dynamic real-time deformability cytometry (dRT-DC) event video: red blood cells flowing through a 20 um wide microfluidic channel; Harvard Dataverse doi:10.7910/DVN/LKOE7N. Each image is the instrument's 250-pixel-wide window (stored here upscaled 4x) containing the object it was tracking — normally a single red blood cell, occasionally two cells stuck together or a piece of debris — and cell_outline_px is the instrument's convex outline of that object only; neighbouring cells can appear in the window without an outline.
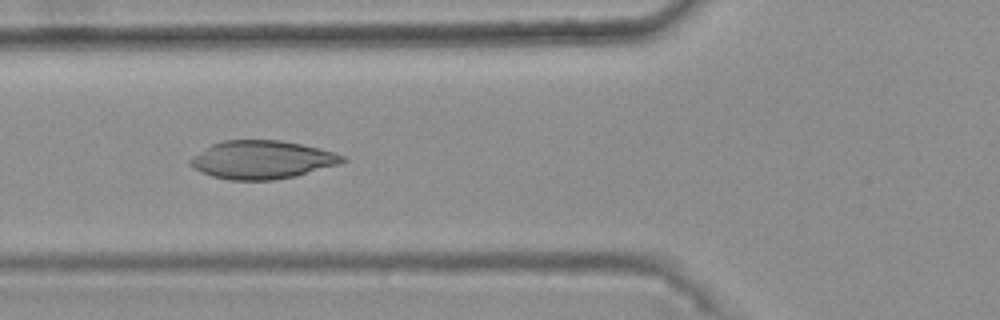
{"species": "common noctule bat (a hibernating species)", "species_latin": "Nyctalus noctula", "temperature_condition": "warm", "stored_images_in_passage": 43, "camera_frame_rate_fps": 3000, "um_per_image_px": 0.085, "animal": {"sex": "female", "body_mass_g": 25.1}, "frame": {"image": 1, "passage_image": 19, "time_ms": 6.0, "image_size_px": [1000, 320], "cell_outline_px": [[348, 160], [340, 164], [296, 176], [272, 180], [228, 180], [212, 176], [188, 164], [188, 160], [192, 156], [212, 144], [224, 140], [280, 140], [300, 144], [332, 152], [344, 156]], "centroid_in_image_um": [22.26, 13.58], "position_along_channel_um": 103.5, "area_um2": 33.7}}
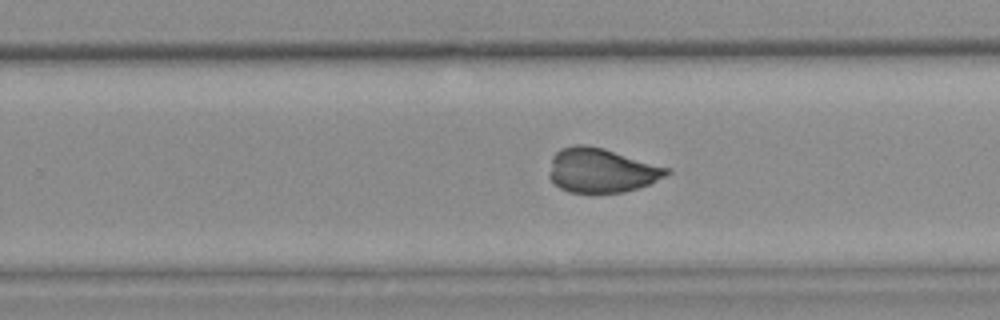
{"frame": {"image": 2, "passage_image": 33, "time_ms": 10.667, "image_size_px": [1000, 320], "cell_outline_px": [[672, 172], [648, 184], [624, 192], [592, 196], [568, 192], [560, 188], [548, 176], [552, 156], [560, 148], [576, 144], [584, 144], [604, 148], [672, 168]], "centroid_in_image_um": [51.1, 14.51], "position_along_channel_um": 278.7, "area_um2": 31.21}}
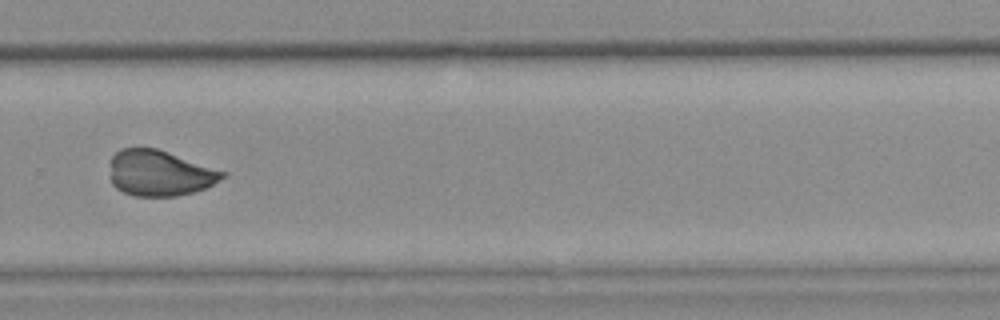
{"frame": {"image": 3, "passage_image": 36, "time_ms": 11.667, "image_size_px": [1000, 320], "cell_outline_px": [[228, 176], [204, 188], [192, 192], [176, 196], [136, 196], [124, 192], [116, 188], [112, 184], [108, 164], [112, 156], [120, 148], [156, 148], [228, 172]], "centroid_in_image_um": [13.56, 14.71], "position_along_channel_um": 316.2, "area_um2": 30.17}}